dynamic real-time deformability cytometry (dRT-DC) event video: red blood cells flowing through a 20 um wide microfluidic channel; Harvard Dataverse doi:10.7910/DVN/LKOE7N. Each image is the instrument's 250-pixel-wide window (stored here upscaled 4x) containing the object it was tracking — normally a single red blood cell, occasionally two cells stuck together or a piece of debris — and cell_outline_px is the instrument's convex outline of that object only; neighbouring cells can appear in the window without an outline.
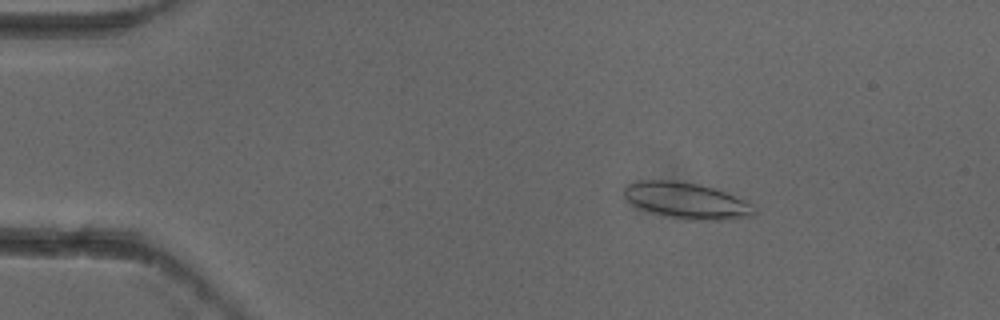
{"species": "common noctule bat (a hibernating species)", "species_latin": "Nyctalus noctula", "temperature_condition": "cold", "stored_images_in_passage": 6, "camera_frame_rate_fps": 3000, "um_per_image_px": 0.085, "animal": {"sex": "female"}, "frame": {"image": 1, "passage_image": 3, "time_ms": 0.667, "image_size_px": [1000, 320], "cell_outline_px": [[756, 212], [752, 216], [732, 220], [684, 220], [636, 208], [624, 196], [624, 188], [628, 184], [636, 180], [672, 180], [700, 184], [724, 192], [744, 200], [752, 204]], "centroid_in_image_um": [58.35, 17.06], "position_along_channel_um": 26.7, "area_um2": 27.57}}